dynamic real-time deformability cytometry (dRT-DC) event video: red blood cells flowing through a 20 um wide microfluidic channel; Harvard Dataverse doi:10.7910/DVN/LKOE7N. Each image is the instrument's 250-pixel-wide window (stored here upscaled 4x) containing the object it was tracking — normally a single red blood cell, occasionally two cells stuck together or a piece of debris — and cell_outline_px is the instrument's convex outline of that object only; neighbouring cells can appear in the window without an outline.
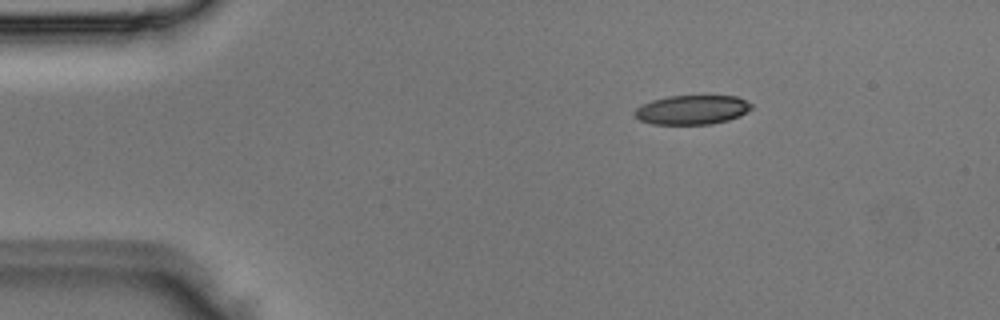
{"species": "Egyptian fruit bat (a non-hibernating species)", "species_latin": "Rousettus aegyptiacus", "temperature_condition": "room temperature", "stored_images_in_passage": 2, "camera_frame_rate_fps": 3000, "um_per_image_px": 0.085, "animal": {"sex": "male"}, "frame": {"image": 1, "passage_image": 1, "time_ms": 0.0, "image_size_px": [1000, 320], "cell_outline_px": [[752, 108], [740, 116], [728, 120], [708, 124], [652, 124], [640, 120], [632, 112], [636, 108], [652, 100], [668, 96], [736, 96], [752, 104]], "centroid_in_image_um": [58.82, 9.33], "position_along_channel_um": 26.2, "area_um2": 19.77}}